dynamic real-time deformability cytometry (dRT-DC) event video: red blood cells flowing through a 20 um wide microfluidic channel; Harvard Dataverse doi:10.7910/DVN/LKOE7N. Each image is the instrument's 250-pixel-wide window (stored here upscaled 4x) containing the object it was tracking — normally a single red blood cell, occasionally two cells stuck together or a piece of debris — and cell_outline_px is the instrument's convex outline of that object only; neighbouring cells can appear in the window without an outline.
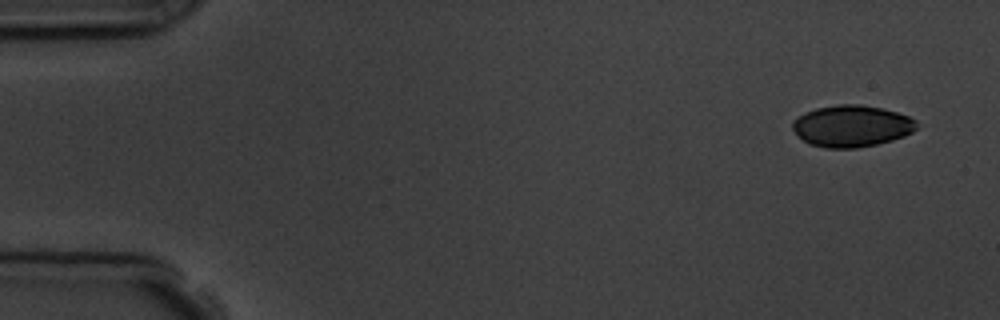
{"species": "common noctule bat (a hibernating species)", "species_latin": "Nyctalus noctula", "temperature_condition": "room temperature", "stored_images_in_passage": 5, "camera_frame_rate_fps": 3000, "um_per_image_px": 0.085, "animal": {"sex": "male", "body_mass_g": 19.5, "forearm_length_mm": 54.6}, "frame": {"image": 1, "passage_image": 1, "time_ms": 0.0, "image_size_px": [1000, 320], "cell_outline_px": [[916, 128], [912, 132], [904, 136], [892, 140], [876, 144], [856, 148], [824, 148], [808, 144], [792, 128], [792, 120], [804, 112], [816, 108], [836, 104], [860, 104], [880, 108], [896, 112], [908, 116], [916, 120]], "centroid_in_image_um": [72.36, 10.71], "position_along_channel_um": 12.6, "area_um2": 30.11}}